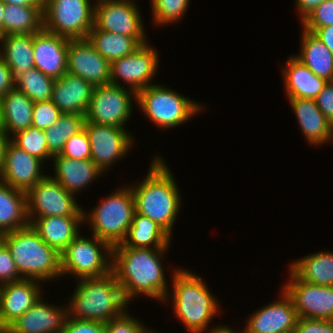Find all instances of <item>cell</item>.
I'll return each mask as SVG.
<instances>
[{"label": "cell", "mask_w": 333, "mask_h": 333, "mask_svg": "<svg viewBox=\"0 0 333 333\" xmlns=\"http://www.w3.org/2000/svg\"><path fill=\"white\" fill-rule=\"evenodd\" d=\"M145 333H156L155 331H152L150 329H147V331Z\"/></svg>", "instance_id": "56"}, {"label": "cell", "mask_w": 333, "mask_h": 333, "mask_svg": "<svg viewBox=\"0 0 333 333\" xmlns=\"http://www.w3.org/2000/svg\"><path fill=\"white\" fill-rule=\"evenodd\" d=\"M300 22L302 28L310 33L315 29L333 25V0H325Z\"/></svg>", "instance_id": "39"}, {"label": "cell", "mask_w": 333, "mask_h": 333, "mask_svg": "<svg viewBox=\"0 0 333 333\" xmlns=\"http://www.w3.org/2000/svg\"><path fill=\"white\" fill-rule=\"evenodd\" d=\"M75 197L50 175H46L26 192L27 216H84Z\"/></svg>", "instance_id": "12"}, {"label": "cell", "mask_w": 333, "mask_h": 333, "mask_svg": "<svg viewBox=\"0 0 333 333\" xmlns=\"http://www.w3.org/2000/svg\"><path fill=\"white\" fill-rule=\"evenodd\" d=\"M23 279L44 282L62 277L60 253L28 226L2 235Z\"/></svg>", "instance_id": "5"}, {"label": "cell", "mask_w": 333, "mask_h": 333, "mask_svg": "<svg viewBox=\"0 0 333 333\" xmlns=\"http://www.w3.org/2000/svg\"><path fill=\"white\" fill-rule=\"evenodd\" d=\"M281 296L249 315L244 333H294L298 320L294 303L283 288Z\"/></svg>", "instance_id": "18"}, {"label": "cell", "mask_w": 333, "mask_h": 333, "mask_svg": "<svg viewBox=\"0 0 333 333\" xmlns=\"http://www.w3.org/2000/svg\"><path fill=\"white\" fill-rule=\"evenodd\" d=\"M158 156L149 165L144 180L130 187L134 194L135 211L156 222L172 236L182 199L172 172Z\"/></svg>", "instance_id": "2"}, {"label": "cell", "mask_w": 333, "mask_h": 333, "mask_svg": "<svg viewBox=\"0 0 333 333\" xmlns=\"http://www.w3.org/2000/svg\"><path fill=\"white\" fill-rule=\"evenodd\" d=\"M87 39L110 63L133 53L142 45L135 37L106 32L98 28H92Z\"/></svg>", "instance_id": "34"}, {"label": "cell", "mask_w": 333, "mask_h": 333, "mask_svg": "<svg viewBox=\"0 0 333 333\" xmlns=\"http://www.w3.org/2000/svg\"><path fill=\"white\" fill-rule=\"evenodd\" d=\"M174 271L170 296L174 315L181 320L188 333H205L207 326L211 327L210 321L219 313L218 300L199 275L188 269L176 268Z\"/></svg>", "instance_id": "4"}, {"label": "cell", "mask_w": 333, "mask_h": 333, "mask_svg": "<svg viewBox=\"0 0 333 333\" xmlns=\"http://www.w3.org/2000/svg\"><path fill=\"white\" fill-rule=\"evenodd\" d=\"M69 38L42 29L34 33L33 56L35 68L54 79L67 72Z\"/></svg>", "instance_id": "20"}, {"label": "cell", "mask_w": 333, "mask_h": 333, "mask_svg": "<svg viewBox=\"0 0 333 333\" xmlns=\"http://www.w3.org/2000/svg\"><path fill=\"white\" fill-rule=\"evenodd\" d=\"M0 133H5L4 124H3V116H2L1 103H0Z\"/></svg>", "instance_id": "54"}, {"label": "cell", "mask_w": 333, "mask_h": 333, "mask_svg": "<svg viewBox=\"0 0 333 333\" xmlns=\"http://www.w3.org/2000/svg\"><path fill=\"white\" fill-rule=\"evenodd\" d=\"M44 6L6 4L3 18V36L34 34L44 28Z\"/></svg>", "instance_id": "33"}, {"label": "cell", "mask_w": 333, "mask_h": 333, "mask_svg": "<svg viewBox=\"0 0 333 333\" xmlns=\"http://www.w3.org/2000/svg\"><path fill=\"white\" fill-rule=\"evenodd\" d=\"M126 310L121 316L105 323V333H145L147 327Z\"/></svg>", "instance_id": "42"}, {"label": "cell", "mask_w": 333, "mask_h": 333, "mask_svg": "<svg viewBox=\"0 0 333 333\" xmlns=\"http://www.w3.org/2000/svg\"><path fill=\"white\" fill-rule=\"evenodd\" d=\"M9 141L10 137H8L5 133H0V176L3 168L6 146L9 143Z\"/></svg>", "instance_id": "50"}, {"label": "cell", "mask_w": 333, "mask_h": 333, "mask_svg": "<svg viewBox=\"0 0 333 333\" xmlns=\"http://www.w3.org/2000/svg\"><path fill=\"white\" fill-rule=\"evenodd\" d=\"M62 333H105V324L68 317Z\"/></svg>", "instance_id": "45"}, {"label": "cell", "mask_w": 333, "mask_h": 333, "mask_svg": "<svg viewBox=\"0 0 333 333\" xmlns=\"http://www.w3.org/2000/svg\"><path fill=\"white\" fill-rule=\"evenodd\" d=\"M23 278L20 276L15 262L8 247L0 243V286L3 284L20 281Z\"/></svg>", "instance_id": "43"}, {"label": "cell", "mask_w": 333, "mask_h": 333, "mask_svg": "<svg viewBox=\"0 0 333 333\" xmlns=\"http://www.w3.org/2000/svg\"><path fill=\"white\" fill-rule=\"evenodd\" d=\"M28 225L26 192L0 181V233L3 235Z\"/></svg>", "instance_id": "30"}, {"label": "cell", "mask_w": 333, "mask_h": 333, "mask_svg": "<svg viewBox=\"0 0 333 333\" xmlns=\"http://www.w3.org/2000/svg\"><path fill=\"white\" fill-rule=\"evenodd\" d=\"M114 190L89 213L84 211V222L91 227L92 236L112 247L122 243L135 213V199L131 187Z\"/></svg>", "instance_id": "6"}, {"label": "cell", "mask_w": 333, "mask_h": 333, "mask_svg": "<svg viewBox=\"0 0 333 333\" xmlns=\"http://www.w3.org/2000/svg\"><path fill=\"white\" fill-rule=\"evenodd\" d=\"M43 165L44 162L38 157L9 141L6 146L0 181L27 192L46 176L42 173Z\"/></svg>", "instance_id": "17"}, {"label": "cell", "mask_w": 333, "mask_h": 333, "mask_svg": "<svg viewBox=\"0 0 333 333\" xmlns=\"http://www.w3.org/2000/svg\"><path fill=\"white\" fill-rule=\"evenodd\" d=\"M70 299L69 318L104 324L121 316L129 304L112 271L101 277L79 279Z\"/></svg>", "instance_id": "3"}, {"label": "cell", "mask_w": 333, "mask_h": 333, "mask_svg": "<svg viewBox=\"0 0 333 333\" xmlns=\"http://www.w3.org/2000/svg\"><path fill=\"white\" fill-rule=\"evenodd\" d=\"M85 115L62 113L59 119L44 130L49 152L54 156L60 154L65 142L84 129Z\"/></svg>", "instance_id": "35"}, {"label": "cell", "mask_w": 333, "mask_h": 333, "mask_svg": "<svg viewBox=\"0 0 333 333\" xmlns=\"http://www.w3.org/2000/svg\"><path fill=\"white\" fill-rule=\"evenodd\" d=\"M167 249L131 248L121 243L112 248V272L130 304L140 295L169 301V290L163 267Z\"/></svg>", "instance_id": "1"}, {"label": "cell", "mask_w": 333, "mask_h": 333, "mask_svg": "<svg viewBox=\"0 0 333 333\" xmlns=\"http://www.w3.org/2000/svg\"><path fill=\"white\" fill-rule=\"evenodd\" d=\"M289 102L309 145L317 146L332 140V124L320 111L315 100L290 98Z\"/></svg>", "instance_id": "25"}, {"label": "cell", "mask_w": 333, "mask_h": 333, "mask_svg": "<svg viewBox=\"0 0 333 333\" xmlns=\"http://www.w3.org/2000/svg\"><path fill=\"white\" fill-rule=\"evenodd\" d=\"M0 103L5 134L8 137L32 126L34 102L25 93L13 88L0 98Z\"/></svg>", "instance_id": "29"}, {"label": "cell", "mask_w": 333, "mask_h": 333, "mask_svg": "<svg viewBox=\"0 0 333 333\" xmlns=\"http://www.w3.org/2000/svg\"><path fill=\"white\" fill-rule=\"evenodd\" d=\"M210 330H209V333H237L236 331H234L233 328L229 327L228 325H224V326L218 325ZM240 333H244V332L241 331Z\"/></svg>", "instance_id": "52"}, {"label": "cell", "mask_w": 333, "mask_h": 333, "mask_svg": "<svg viewBox=\"0 0 333 333\" xmlns=\"http://www.w3.org/2000/svg\"><path fill=\"white\" fill-rule=\"evenodd\" d=\"M10 141L18 148L38 157L45 163L53 157L48 150L44 130L30 126L26 130L14 134Z\"/></svg>", "instance_id": "37"}, {"label": "cell", "mask_w": 333, "mask_h": 333, "mask_svg": "<svg viewBox=\"0 0 333 333\" xmlns=\"http://www.w3.org/2000/svg\"><path fill=\"white\" fill-rule=\"evenodd\" d=\"M2 242V234L0 233V243Z\"/></svg>", "instance_id": "57"}, {"label": "cell", "mask_w": 333, "mask_h": 333, "mask_svg": "<svg viewBox=\"0 0 333 333\" xmlns=\"http://www.w3.org/2000/svg\"><path fill=\"white\" fill-rule=\"evenodd\" d=\"M125 87L123 84L119 86L112 83L94 87L85 120L125 128L126 122L132 116L134 99L136 103V92Z\"/></svg>", "instance_id": "10"}, {"label": "cell", "mask_w": 333, "mask_h": 333, "mask_svg": "<svg viewBox=\"0 0 333 333\" xmlns=\"http://www.w3.org/2000/svg\"><path fill=\"white\" fill-rule=\"evenodd\" d=\"M286 67H282V76L287 98L315 99L327 84L316 76L295 56L289 55Z\"/></svg>", "instance_id": "26"}, {"label": "cell", "mask_w": 333, "mask_h": 333, "mask_svg": "<svg viewBox=\"0 0 333 333\" xmlns=\"http://www.w3.org/2000/svg\"><path fill=\"white\" fill-rule=\"evenodd\" d=\"M41 282L32 279L0 286V327H8L43 296Z\"/></svg>", "instance_id": "21"}, {"label": "cell", "mask_w": 333, "mask_h": 333, "mask_svg": "<svg viewBox=\"0 0 333 333\" xmlns=\"http://www.w3.org/2000/svg\"><path fill=\"white\" fill-rule=\"evenodd\" d=\"M153 21L157 26L178 22L186 13L190 0H150Z\"/></svg>", "instance_id": "38"}, {"label": "cell", "mask_w": 333, "mask_h": 333, "mask_svg": "<svg viewBox=\"0 0 333 333\" xmlns=\"http://www.w3.org/2000/svg\"><path fill=\"white\" fill-rule=\"evenodd\" d=\"M4 4L44 6V0H1Z\"/></svg>", "instance_id": "51"}, {"label": "cell", "mask_w": 333, "mask_h": 333, "mask_svg": "<svg viewBox=\"0 0 333 333\" xmlns=\"http://www.w3.org/2000/svg\"><path fill=\"white\" fill-rule=\"evenodd\" d=\"M55 80L34 67L15 79V88L25 93L34 103L49 101Z\"/></svg>", "instance_id": "36"}, {"label": "cell", "mask_w": 333, "mask_h": 333, "mask_svg": "<svg viewBox=\"0 0 333 333\" xmlns=\"http://www.w3.org/2000/svg\"><path fill=\"white\" fill-rule=\"evenodd\" d=\"M295 5L302 21L325 0H295Z\"/></svg>", "instance_id": "48"}, {"label": "cell", "mask_w": 333, "mask_h": 333, "mask_svg": "<svg viewBox=\"0 0 333 333\" xmlns=\"http://www.w3.org/2000/svg\"><path fill=\"white\" fill-rule=\"evenodd\" d=\"M157 53L156 48L147 42L133 53L114 60L110 63V83L121 86V80L136 93L154 84L151 81L159 66Z\"/></svg>", "instance_id": "13"}, {"label": "cell", "mask_w": 333, "mask_h": 333, "mask_svg": "<svg viewBox=\"0 0 333 333\" xmlns=\"http://www.w3.org/2000/svg\"><path fill=\"white\" fill-rule=\"evenodd\" d=\"M94 2L44 0V29L69 39H85L93 28Z\"/></svg>", "instance_id": "9"}, {"label": "cell", "mask_w": 333, "mask_h": 333, "mask_svg": "<svg viewBox=\"0 0 333 333\" xmlns=\"http://www.w3.org/2000/svg\"><path fill=\"white\" fill-rule=\"evenodd\" d=\"M33 38L34 34H9L0 37V57L11 69L14 79L35 67Z\"/></svg>", "instance_id": "27"}, {"label": "cell", "mask_w": 333, "mask_h": 333, "mask_svg": "<svg viewBox=\"0 0 333 333\" xmlns=\"http://www.w3.org/2000/svg\"><path fill=\"white\" fill-rule=\"evenodd\" d=\"M67 319V305L58 307L54 304H48L41 297L13 321L8 329L10 333H62Z\"/></svg>", "instance_id": "19"}, {"label": "cell", "mask_w": 333, "mask_h": 333, "mask_svg": "<svg viewBox=\"0 0 333 333\" xmlns=\"http://www.w3.org/2000/svg\"><path fill=\"white\" fill-rule=\"evenodd\" d=\"M15 88V79L11 69L0 57V98Z\"/></svg>", "instance_id": "47"}, {"label": "cell", "mask_w": 333, "mask_h": 333, "mask_svg": "<svg viewBox=\"0 0 333 333\" xmlns=\"http://www.w3.org/2000/svg\"><path fill=\"white\" fill-rule=\"evenodd\" d=\"M314 100L320 111L333 125V82H327Z\"/></svg>", "instance_id": "46"}, {"label": "cell", "mask_w": 333, "mask_h": 333, "mask_svg": "<svg viewBox=\"0 0 333 333\" xmlns=\"http://www.w3.org/2000/svg\"><path fill=\"white\" fill-rule=\"evenodd\" d=\"M112 248L96 236L92 239L80 233L60 254L62 276L81 279L107 275L112 271Z\"/></svg>", "instance_id": "8"}, {"label": "cell", "mask_w": 333, "mask_h": 333, "mask_svg": "<svg viewBox=\"0 0 333 333\" xmlns=\"http://www.w3.org/2000/svg\"><path fill=\"white\" fill-rule=\"evenodd\" d=\"M290 279L282 287L292 298L298 318L333 320V286L300 280L290 269Z\"/></svg>", "instance_id": "15"}, {"label": "cell", "mask_w": 333, "mask_h": 333, "mask_svg": "<svg viewBox=\"0 0 333 333\" xmlns=\"http://www.w3.org/2000/svg\"><path fill=\"white\" fill-rule=\"evenodd\" d=\"M52 158L55 175L51 177L75 196L103 174L91 159H70L60 154Z\"/></svg>", "instance_id": "24"}, {"label": "cell", "mask_w": 333, "mask_h": 333, "mask_svg": "<svg viewBox=\"0 0 333 333\" xmlns=\"http://www.w3.org/2000/svg\"><path fill=\"white\" fill-rule=\"evenodd\" d=\"M136 104L145 117L161 129L178 127L195 114L200 113L204 105L184 97L164 85L151 84L136 93Z\"/></svg>", "instance_id": "7"}, {"label": "cell", "mask_w": 333, "mask_h": 333, "mask_svg": "<svg viewBox=\"0 0 333 333\" xmlns=\"http://www.w3.org/2000/svg\"><path fill=\"white\" fill-rule=\"evenodd\" d=\"M301 50L295 57L306 65L316 76L333 82V54L322 41L302 29Z\"/></svg>", "instance_id": "32"}, {"label": "cell", "mask_w": 333, "mask_h": 333, "mask_svg": "<svg viewBox=\"0 0 333 333\" xmlns=\"http://www.w3.org/2000/svg\"><path fill=\"white\" fill-rule=\"evenodd\" d=\"M0 333H10L8 327H0Z\"/></svg>", "instance_id": "55"}, {"label": "cell", "mask_w": 333, "mask_h": 333, "mask_svg": "<svg viewBox=\"0 0 333 333\" xmlns=\"http://www.w3.org/2000/svg\"><path fill=\"white\" fill-rule=\"evenodd\" d=\"M93 90L90 82L66 72L55 80L50 100L62 113L85 115Z\"/></svg>", "instance_id": "22"}, {"label": "cell", "mask_w": 333, "mask_h": 333, "mask_svg": "<svg viewBox=\"0 0 333 333\" xmlns=\"http://www.w3.org/2000/svg\"><path fill=\"white\" fill-rule=\"evenodd\" d=\"M60 155L70 159H91V145L85 129L65 142Z\"/></svg>", "instance_id": "41"}, {"label": "cell", "mask_w": 333, "mask_h": 333, "mask_svg": "<svg viewBox=\"0 0 333 333\" xmlns=\"http://www.w3.org/2000/svg\"><path fill=\"white\" fill-rule=\"evenodd\" d=\"M67 72L90 82L94 87L110 83V62L85 39H69Z\"/></svg>", "instance_id": "16"}, {"label": "cell", "mask_w": 333, "mask_h": 333, "mask_svg": "<svg viewBox=\"0 0 333 333\" xmlns=\"http://www.w3.org/2000/svg\"><path fill=\"white\" fill-rule=\"evenodd\" d=\"M5 6L6 4H4L0 0V36H3V18H4Z\"/></svg>", "instance_id": "53"}, {"label": "cell", "mask_w": 333, "mask_h": 333, "mask_svg": "<svg viewBox=\"0 0 333 333\" xmlns=\"http://www.w3.org/2000/svg\"><path fill=\"white\" fill-rule=\"evenodd\" d=\"M62 112L49 101L35 102L33 106L32 126L41 130H46L53 125Z\"/></svg>", "instance_id": "40"}, {"label": "cell", "mask_w": 333, "mask_h": 333, "mask_svg": "<svg viewBox=\"0 0 333 333\" xmlns=\"http://www.w3.org/2000/svg\"><path fill=\"white\" fill-rule=\"evenodd\" d=\"M294 333H333V320L298 318Z\"/></svg>", "instance_id": "44"}, {"label": "cell", "mask_w": 333, "mask_h": 333, "mask_svg": "<svg viewBox=\"0 0 333 333\" xmlns=\"http://www.w3.org/2000/svg\"><path fill=\"white\" fill-rule=\"evenodd\" d=\"M289 269L307 283L333 286V252L323 251L296 259Z\"/></svg>", "instance_id": "31"}, {"label": "cell", "mask_w": 333, "mask_h": 333, "mask_svg": "<svg viewBox=\"0 0 333 333\" xmlns=\"http://www.w3.org/2000/svg\"><path fill=\"white\" fill-rule=\"evenodd\" d=\"M84 129L91 145V160L104 173L121 158H125L135 145L126 128L95 124L85 121Z\"/></svg>", "instance_id": "14"}, {"label": "cell", "mask_w": 333, "mask_h": 333, "mask_svg": "<svg viewBox=\"0 0 333 333\" xmlns=\"http://www.w3.org/2000/svg\"><path fill=\"white\" fill-rule=\"evenodd\" d=\"M170 242L171 236L162 227L135 211L127 235L121 244L131 248L168 249Z\"/></svg>", "instance_id": "28"}, {"label": "cell", "mask_w": 333, "mask_h": 333, "mask_svg": "<svg viewBox=\"0 0 333 333\" xmlns=\"http://www.w3.org/2000/svg\"><path fill=\"white\" fill-rule=\"evenodd\" d=\"M312 33L316 38L322 41L333 54V25L315 29Z\"/></svg>", "instance_id": "49"}, {"label": "cell", "mask_w": 333, "mask_h": 333, "mask_svg": "<svg viewBox=\"0 0 333 333\" xmlns=\"http://www.w3.org/2000/svg\"><path fill=\"white\" fill-rule=\"evenodd\" d=\"M135 3L133 0H96L93 28L135 37L141 44H146L144 23Z\"/></svg>", "instance_id": "11"}, {"label": "cell", "mask_w": 333, "mask_h": 333, "mask_svg": "<svg viewBox=\"0 0 333 333\" xmlns=\"http://www.w3.org/2000/svg\"><path fill=\"white\" fill-rule=\"evenodd\" d=\"M331 139L333 140V125H332V138Z\"/></svg>", "instance_id": "58"}, {"label": "cell", "mask_w": 333, "mask_h": 333, "mask_svg": "<svg viewBox=\"0 0 333 333\" xmlns=\"http://www.w3.org/2000/svg\"><path fill=\"white\" fill-rule=\"evenodd\" d=\"M28 220L41 239L61 254L80 234L84 216L28 217Z\"/></svg>", "instance_id": "23"}]
</instances>
